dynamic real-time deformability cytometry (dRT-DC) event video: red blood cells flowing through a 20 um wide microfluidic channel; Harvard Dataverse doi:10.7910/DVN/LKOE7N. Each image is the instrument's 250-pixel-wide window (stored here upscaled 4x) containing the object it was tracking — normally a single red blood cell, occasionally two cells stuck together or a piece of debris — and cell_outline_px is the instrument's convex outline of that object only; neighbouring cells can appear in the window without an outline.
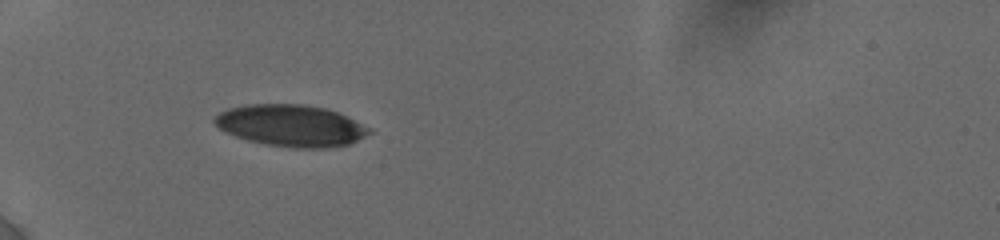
{"species": "human", "species_latin": "Homo sapiens", "temperature_condition": "cold", "stored_images_in_passage": 33, "camera_frame_rate_fps": 3000, "um_per_image_px": 0.085, "donor": {"sex": "female"}, "frame": {"image": 1, "passage_image": 1, "time_ms": 0.0, "image_size_px": [1000, 240], "cell_outline_px": [[372, 132], [348, 144], [328, 148], [296, 148], [264, 144], [248, 140], [236, 136], [220, 128], [212, 120], [212, 116], [228, 108], [244, 104], [304, 104], [324, 108], [336, 112], [372, 128]], "centroid_in_image_um": [24.71, 10.67], "position_along_channel_um": 60.3, "area_um2": 37.45}}
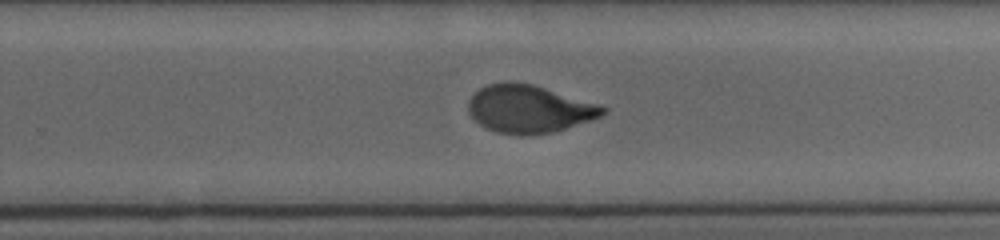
{"frame": {"image": 2, "passage_image": 18, "time_ms": 6.333, "image_size_px": [1000, 240], "cell_outline_px": [[608, 112], [592, 120], [552, 132], [520, 136], [496, 132], [480, 124], [468, 112], [468, 100], [480, 88], [488, 84], [504, 80], [512, 80], [532, 84], [600, 104], [608, 108]], "centroid_in_image_um": [44.98, 9.24], "position_along_channel_um": 284.8, "area_um2": 37.69}}
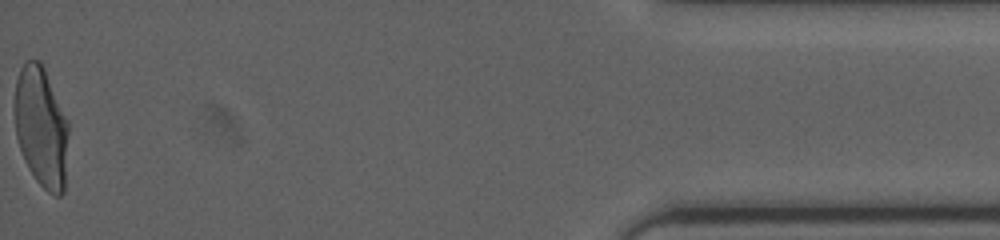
{"frame": {"image": 3, "passage_image": 33, "time_ms": 12.0, "image_size_px": [1000, 240], "cell_outline_px": [[68, 132], [64, 192], [60, 196], [56, 196], [48, 192], [36, 180], [28, 168], [24, 160], [16, 136], [16, 80], [20, 68], [24, 60], [40, 60], [44, 68], [68, 120]], "centroid_in_image_um": [3.52, 10.81], "position_along_channel_um": 431.7, "area_um2": 37.57}, "authors_computed_cell_mechanics": {"area_um2": 37.6856, "velocity_mm_per_s": 3.8544, "shape_relaxation_time_tau1_ms": 5.1425, "shape_relaxation_time_tau2_ms": 0.8018, "deformation_change_tau1": 0.1882, "deformation_change_tau2": 0.0587}}